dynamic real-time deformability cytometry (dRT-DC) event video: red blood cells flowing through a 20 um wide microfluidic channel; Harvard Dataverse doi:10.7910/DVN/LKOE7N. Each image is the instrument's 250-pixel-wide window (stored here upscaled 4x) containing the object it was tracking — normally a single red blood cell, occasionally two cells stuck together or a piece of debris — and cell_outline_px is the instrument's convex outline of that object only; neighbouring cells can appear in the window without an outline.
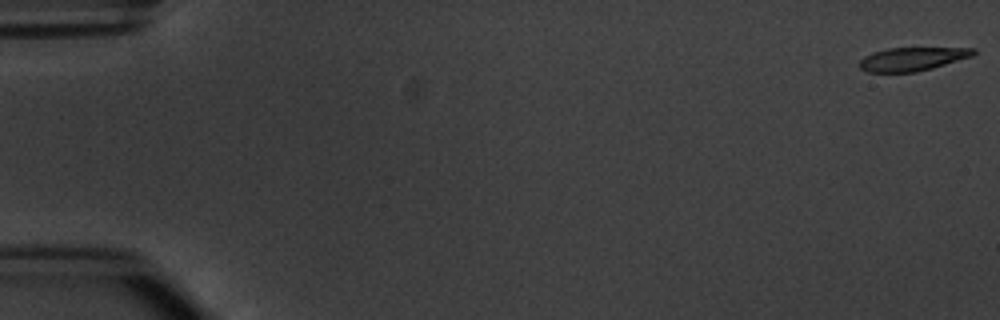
{"species": "common noctule bat (a hibernating species)", "species_latin": "Nyctalus noctula", "temperature_condition": "warm", "stored_images_in_passage": 6, "camera_frame_rate_fps": 3000, "um_per_image_px": 0.085, "animal": {"sex": "male", "body_mass_g": 20.1, "forearm_length_mm": 53.5}, "frame": {"image": 1, "passage_image": 1, "time_ms": 0.0, "image_size_px": [1000, 320], "cell_outline_px": [[976, 52], [972, 56], [932, 68], [916, 72], [868, 72], [860, 68], [860, 60], [864, 56], [872, 52], [888, 48], [976, 48]], "centroid_in_image_um": [77.53, 5.01], "position_along_channel_um": 7.5, "area_um2": 15.49}}
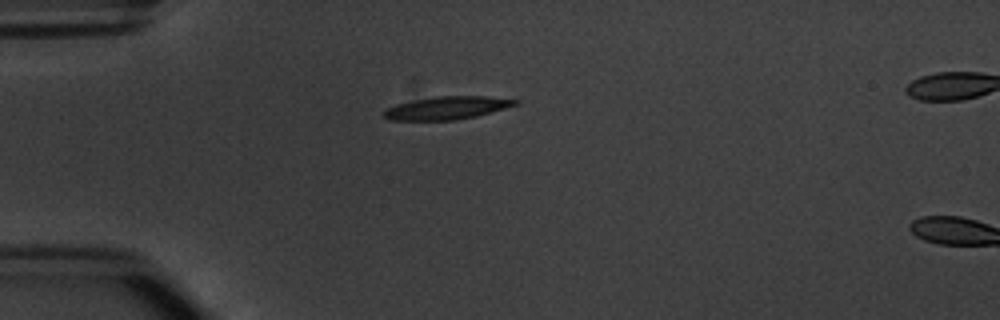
{"frame": {"image": 2, "passage_image": 5, "time_ms": 4.667, "image_size_px": [1000, 320], "cell_outline_px": [[520, 104], [476, 116], [456, 120], [388, 120], [384, 116], [384, 112], [388, 108], [396, 104], [436, 96], [484, 96], [520, 100]], "centroid_in_image_um": [38.03, 9.17], "position_along_channel_um": 47.0, "area_um2": 17.4}}